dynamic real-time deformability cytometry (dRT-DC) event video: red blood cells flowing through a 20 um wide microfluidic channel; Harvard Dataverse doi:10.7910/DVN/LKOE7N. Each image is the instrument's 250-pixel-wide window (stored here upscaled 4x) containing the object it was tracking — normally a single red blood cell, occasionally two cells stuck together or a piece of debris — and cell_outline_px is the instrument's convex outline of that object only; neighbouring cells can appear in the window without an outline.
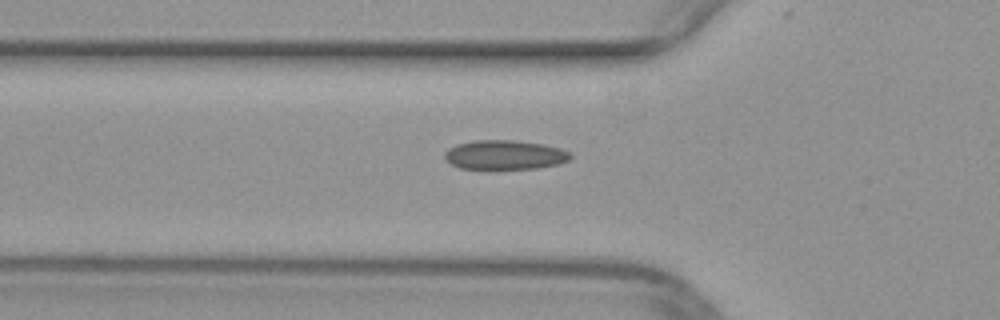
{"species": "common noctule bat (a hibernating species)", "species_latin": "Nyctalus noctula", "temperature_condition": "warm", "stored_images_in_passage": 31, "camera_frame_rate_fps": 3000, "um_per_image_px": 0.085, "animal": {"sex": "female", "body_mass_g": 29.2, "forearm_length_mm": 56.3}, "frame": {"image": 1, "passage_image": 8, "time_ms": 2.333, "image_size_px": [1000, 320], "cell_outline_px": [[572, 156], [568, 160], [560, 164], [536, 168], [492, 172], [488, 172], [460, 168], [444, 160], [444, 152], [448, 148], [456, 144], [472, 140], [516, 140], [544, 144], [560, 148], [572, 152]], "centroid_in_image_um": [42.86, 13.21], "position_along_channel_um": 82.9, "area_um2": 22.77}}
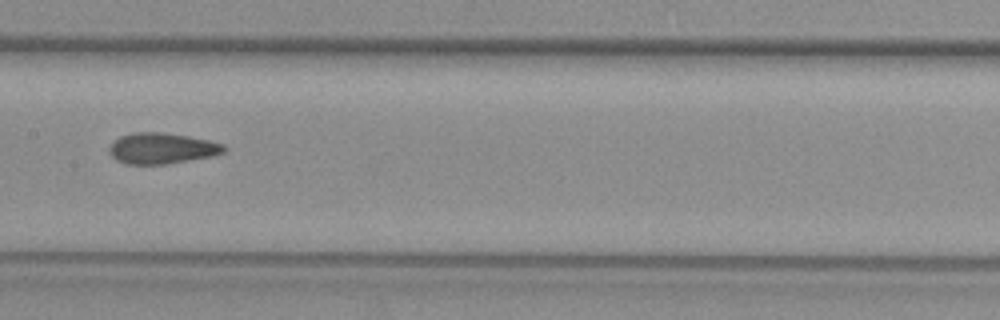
{"frame": {"image": 2, "passage_image": 16, "time_ms": 5.0, "image_size_px": [1000, 320], "cell_outline_px": [[228, 148], [224, 152], [212, 156], [164, 164], [124, 164], [116, 160], [112, 156], [108, 148], [120, 136], [132, 132], [160, 132], [188, 136], [208, 140], [224, 144]], "centroid_in_image_um": [13.76, 12.6], "position_along_channel_um": 193.6, "area_um2": 20.58}}
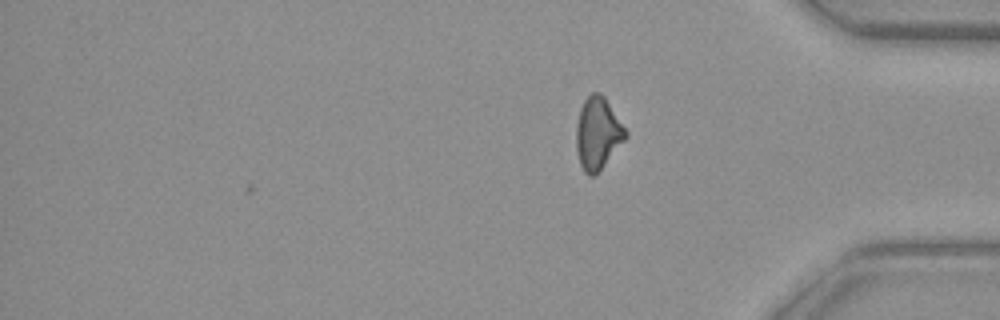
{"frame": {"image": 3, "passage_image": 31, "time_ms": 10.0, "image_size_px": [1000, 320], "cell_outline_px": [[628, 136], [596, 176], [588, 176], [584, 172], [580, 164], [576, 152], [576, 124], [580, 108], [584, 100], [592, 92], [600, 92], [604, 96], [628, 132]], "centroid_in_image_um": [50.8, 11.36], "position_along_channel_um": 384.4, "area_um2": 20.98}}